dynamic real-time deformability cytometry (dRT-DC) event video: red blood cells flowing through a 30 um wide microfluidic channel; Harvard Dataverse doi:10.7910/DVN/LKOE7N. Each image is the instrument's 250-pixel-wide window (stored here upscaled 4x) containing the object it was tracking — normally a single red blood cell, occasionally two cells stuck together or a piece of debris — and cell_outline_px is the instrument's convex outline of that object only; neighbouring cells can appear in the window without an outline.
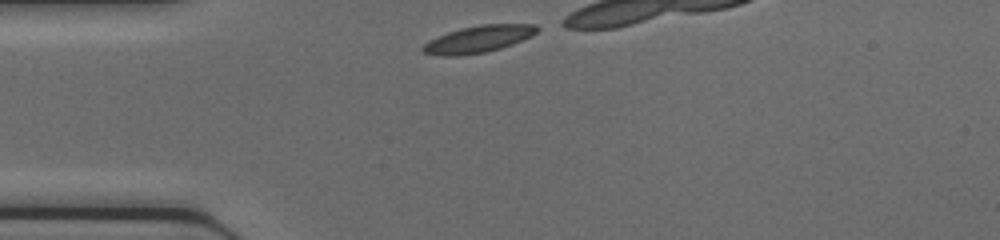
{"species": "common noctule bat (a hibernating species)", "species_latin": "Nyctalus noctula", "temperature_condition": "cold", "stored_images_in_passage": 7, "camera_frame_rate_fps": 3000, "um_per_image_px": 0.085, "animal": {"sex": "female", "body_mass_g": 17.0, "forearm_length_mm": 48.0}, "frame": {"image": 1, "passage_image": 1, "time_ms": 0.0, "image_size_px": [1000, 240], "cell_outline_px": [[540, 28], [532, 36], [512, 44], [500, 48], [484, 52], [456, 56], [444, 56], [424, 52], [420, 48], [428, 40], [448, 32], [460, 28], [480, 24], [536, 24]], "centroid_in_image_um": [40.67, 3.31], "position_along_channel_um": 44.3, "area_um2": 17.86}}